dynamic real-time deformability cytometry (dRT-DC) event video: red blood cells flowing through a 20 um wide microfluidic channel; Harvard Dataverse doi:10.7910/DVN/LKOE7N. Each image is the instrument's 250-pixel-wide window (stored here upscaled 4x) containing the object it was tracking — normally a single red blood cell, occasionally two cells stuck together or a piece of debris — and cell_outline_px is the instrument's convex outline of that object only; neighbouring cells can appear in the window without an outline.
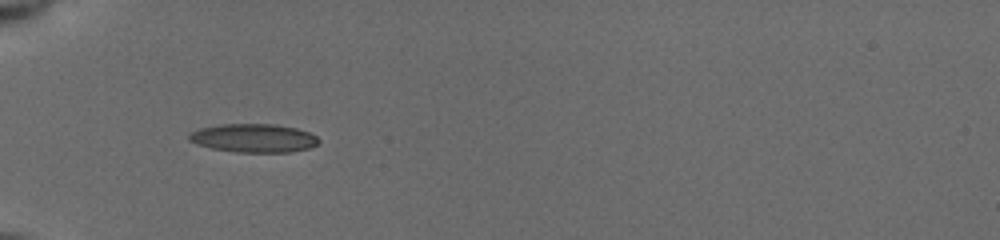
{"species": "common noctule bat (a hibernating species)", "species_latin": "Nyctalus noctula", "temperature_condition": "cold", "stored_images_in_passage": 16, "camera_frame_rate_fps": 3000, "um_per_image_px": 0.085, "animal": {"sex": "female", "body_mass_g": 19.5, "forearm_length_mm": 54.1}, "frame": {"image": 1, "passage_image": 9, "time_ms": 5.667, "image_size_px": [1000, 240], "cell_outline_px": [[320, 140], [316, 144], [308, 148], [292, 152], [236, 152], [212, 148], [196, 144], [188, 140], [188, 136], [192, 132], [200, 128], [220, 124], [276, 124], [296, 128], [308, 132], [316, 136]], "centroid_in_image_um": [21.55, 11.73], "position_along_channel_um": 63.4, "area_um2": 21.5}}
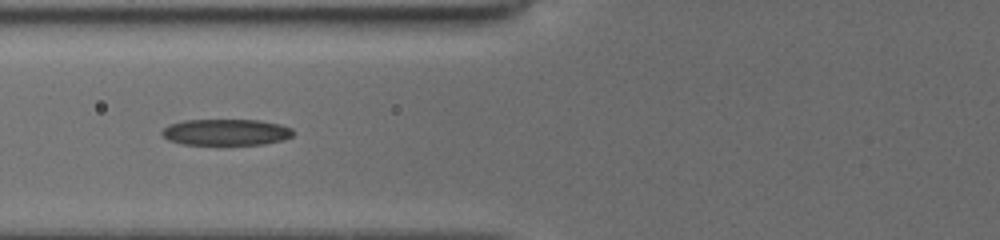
{"frame": {"image": 2, "passage_image": 12, "time_ms": 7.0, "image_size_px": [1000, 240], "cell_outline_px": [[292, 136], [284, 140], [264, 144], [216, 148], [184, 144], [168, 140], [160, 132], [168, 124], [184, 120], [260, 120], [280, 124], [292, 128]], "centroid_in_image_um": [19.19, 11.29], "position_along_channel_um": 106.6, "area_um2": 21.21}}
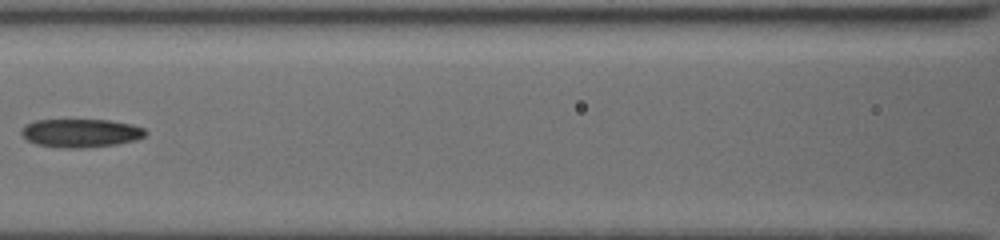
{"frame": {"image": 3, "passage_image": 15, "time_ms": 8.333, "image_size_px": [1000, 240], "cell_outline_px": [[148, 132], [144, 136], [136, 140], [116, 144], [84, 148], [56, 148], [36, 144], [28, 140], [20, 132], [28, 124], [36, 120], [108, 120], [132, 124], [144, 128]], "centroid_in_image_um": [6.9, 11.32], "position_along_channel_um": 159.7, "area_um2": 20.52}}